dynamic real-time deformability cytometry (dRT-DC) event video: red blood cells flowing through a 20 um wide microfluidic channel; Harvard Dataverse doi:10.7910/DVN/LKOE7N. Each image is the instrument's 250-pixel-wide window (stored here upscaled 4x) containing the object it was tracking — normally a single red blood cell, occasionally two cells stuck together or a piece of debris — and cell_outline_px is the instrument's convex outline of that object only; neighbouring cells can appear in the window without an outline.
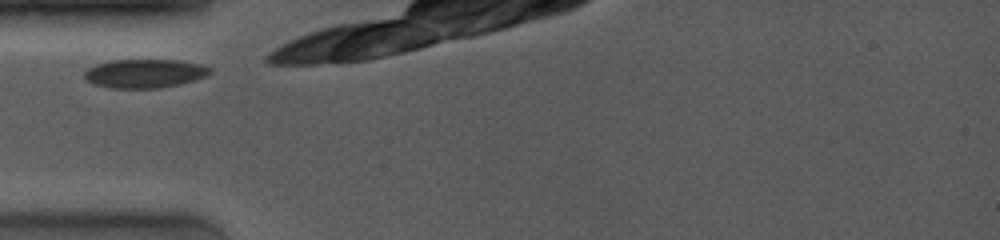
{"species": "common noctule bat (a hibernating species)", "species_latin": "Nyctalus noctula", "temperature_condition": "room temperature", "stored_images_in_passage": 7, "camera_frame_rate_fps": 4000, "um_per_image_px": 0.085, "animal": {"sex": "female", "body_mass_g": 19.0, "forearm_length_mm": 53.3}, "frame": {"image": 1, "passage_image": 1, "time_ms": 0.0, "image_size_px": [1000, 240], "cell_outline_px": [[212, 72], [204, 76], [180, 84], [160, 88], [112, 88], [92, 84], [84, 76], [84, 72], [88, 68], [96, 64], [112, 60], [176, 60], [200, 64], [212, 68]], "centroid_in_image_um": [12.28, 6.24], "position_along_channel_um": 72.7, "area_um2": 20.92}}